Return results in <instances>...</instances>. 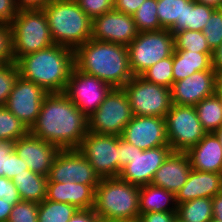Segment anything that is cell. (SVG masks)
Wrapping results in <instances>:
<instances>
[{
    "instance_id": "1",
    "label": "cell",
    "mask_w": 222,
    "mask_h": 222,
    "mask_svg": "<svg viewBox=\"0 0 222 222\" xmlns=\"http://www.w3.org/2000/svg\"><path fill=\"white\" fill-rule=\"evenodd\" d=\"M88 132V118L64 93H48L29 133L60 149H77Z\"/></svg>"
},
{
    "instance_id": "2",
    "label": "cell",
    "mask_w": 222,
    "mask_h": 222,
    "mask_svg": "<svg viewBox=\"0 0 222 222\" xmlns=\"http://www.w3.org/2000/svg\"><path fill=\"white\" fill-rule=\"evenodd\" d=\"M74 65L113 88H122L133 77L127 46L117 43L91 38L74 50Z\"/></svg>"
},
{
    "instance_id": "3",
    "label": "cell",
    "mask_w": 222,
    "mask_h": 222,
    "mask_svg": "<svg viewBox=\"0 0 222 222\" xmlns=\"http://www.w3.org/2000/svg\"><path fill=\"white\" fill-rule=\"evenodd\" d=\"M19 75L42 87L47 93H64L74 68V50L52 46L18 58Z\"/></svg>"
},
{
    "instance_id": "4",
    "label": "cell",
    "mask_w": 222,
    "mask_h": 222,
    "mask_svg": "<svg viewBox=\"0 0 222 222\" xmlns=\"http://www.w3.org/2000/svg\"><path fill=\"white\" fill-rule=\"evenodd\" d=\"M139 189L119 177L102 178L95 189L93 209L102 222H137Z\"/></svg>"
},
{
    "instance_id": "5",
    "label": "cell",
    "mask_w": 222,
    "mask_h": 222,
    "mask_svg": "<svg viewBox=\"0 0 222 222\" xmlns=\"http://www.w3.org/2000/svg\"><path fill=\"white\" fill-rule=\"evenodd\" d=\"M43 11L54 44L75 50L91 39L92 19L75 0L51 1Z\"/></svg>"
},
{
    "instance_id": "6",
    "label": "cell",
    "mask_w": 222,
    "mask_h": 222,
    "mask_svg": "<svg viewBox=\"0 0 222 222\" xmlns=\"http://www.w3.org/2000/svg\"><path fill=\"white\" fill-rule=\"evenodd\" d=\"M14 60L52 46L47 17L43 9L19 10L12 20Z\"/></svg>"
},
{
    "instance_id": "7",
    "label": "cell",
    "mask_w": 222,
    "mask_h": 222,
    "mask_svg": "<svg viewBox=\"0 0 222 222\" xmlns=\"http://www.w3.org/2000/svg\"><path fill=\"white\" fill-rule=\"evenodd\" d=\"M127 49L132 74L140 76L149 67L173 54L174 36L167 29L139 32Z\"/></svg>"
},
{
    "instance_id": "8",
    "label": "cell",
    "mask_w": 222,
    "mask_h": 222,
    "mask_svg": "<svg viewBox=\"0 0 222 222\" xmlns=\"http://www.w3.org/2000/svg\"><path fill=\"white\" fill-rule=\"evenodd\" d=\"M133 113L123 88H112L99 108L88 117V131L121 136Z\"/></svg>"
},
{
    "instance_id": "9",
    "label": "cell",
    "mask_w": 222,
    "mask_h": 222,
    "mask_svg": "<svg viewBox=\"0 0 222 222\" xmlns=\"http://www.w3.org/2000/svg\"><path fill=\"white\" fill-rule=\"evenodd\" d=\"M133 116L166 117L172 106L170 88L133 76L123 87Z\"/></svg>"
},
{
    "instance_id": "10",
    "label": "cell",
    "mask_w": 222,
    "mask_h": 222,
    "mask_svg": "<svg viewBox=\"0 0 222 222\" xmlns=\"http://www.w3.org/2000/svg\"><path fill=\"white\" fill-rule=\"evenodd\" d=\"M165 119L169 146L173 151L187 152L207 133L200 123L195 106L172 104Z\"/></svg>"
},
{
    "instance_id": "11",
    "label": "cell",
    "mask_w": 222,
    "mask_h": 222,
    "mask_svg": "<svg viewBox=\"0 0 222 222\" xmlns=\"http://www.w3.org/2000/svg\"><path fill=\"white\" fill-rule=\"evenodd\" d=\"M77 149L101 179L119 177V136L88 131Z\"/></svg>"
},
{
    "instance_id": "12",
    "label": "cell",
    "mask_w": 222,
    "mask_h": 222,
    "mask_svg": "<svg viewBox=\"0 0 222 222\" xmlns=\"http://www.w3.org/2000/svg\"><path fill=\"white\" fill-rule=\"evenodd\" d=\"M112 88L109 83L74 66L64 94L88 118L99 108Z\"/></svg>"
},
{
    "instance_id": "13",
    "label": "cell",
    "mask_w": 222,
    "mask_h": 222,
    "mask_svg": "<svg viewBox=\"0 0 222 222\" xmlns=\"http://www.w3.org/2000/svg\"><path fill=\"white\" fill-rule=\"evenodd\" d=\"M48 182L99 185L101 178L78 149H61L47 176Z\"/></svg>"
},
{
    "instance_id": "14",
    "label": "cell",
    "mask_w": 222,
    "mask_h": 222,
    "mask_svg": "<svg viewBox=\"0 0 222 222\" xmlns=\"http://www.w3.org/2000/svg\"><path fill=\"white\" fill-rule=\"evenodd\" d=\"M47 94L42 87L19 75L4 106L30 129Z\"/></svg>"
},
{
    "instance_id": "15",
    "label": "cell",
    "mask_w": 222,
    "mask_h": 222,
    "mask_svg": "<svg viewBox=\"0 0 222 222\" xmlns=\"http://www.w3.org/2000/svg\"><path fill=\"white\" fill-rule=\"evenodd\" d=\"M139 34L132 15L115 9L92 19L91 38L128 46Z\"/></svg>"
},
{
    "instance_id": "16",
    "label": "cell",
    "mask_w": 222,
    "mask_h": 222,
    "mask_svg": "<svg viewBox=\"0 0 222 222\" xmlns=\"http://www.w3.org/2000/svg\"><path fill=\"white\" fill-rule=\"evenodd\" d=\"M120 137L141 150L169 146L164 117L133 116Z\"/></svg>"
},
{
    "instance_id": "17",
    "label": "cell",
    "mask_w": 222,
    "mask_h": 222,
    "mask_svg": "<svg viewBox=\"0 0 222 222\" xmlns=\"http://www.w3.org/2000/svg\"><path fill=\"white\" fill-rule=\"evenodd\" d=\"M172 151L170 146H158L147 150L136 147L135 157L122 168L119 178L139 187L151 184L155 172Z\"/></svg>"
},
{
    "instance_id": "18",
    "label": "cell",
    "mask_w": 222,
    "mask_h": 222,
    "mask_svg": "<svg viewBox=\"0 0 222 222\" xmlns=\"http://www.w3.org/2000/svg\"><path fill=\"white\" fill-rule=\"evenodd\" d=\"M215 85V70L196 71L191 76L172 84V104L196 106L204 98L215 94Z\"/></svg>"
},
{
    "instance_id": "19",
    "label": "cell",
    "mask_w": 222,
    "mask_h": 222,
    "mask_svg": "<svg viewBox=\"0 0 222 222\" xmlns=\"http://www.w3.org/2000/svg\"><path fill=\"white\" fill-rule=\"evenodd\" d=\"M13 149L25 161L29 170L46 177L56 155L61 150L55 144L44 141L30 133L15 141Z\"/></svg>"
},
{
    "instance_id": "20",
    "label": "cell",
    "mask_w": 222,
    "mask_h": 222,
    "mask_svg": "<svg viewBox=\"0 0 222 222\" xmlns=\"http://www.w3.org/2000/svg\"><path fill=\"white\" fill-rule=\"evenodd\" d=\"M191 170L190 158L187 153L172 151L155 172L151 184L176 195L186 183Z\"/></svg>"
},
{
    "instance_id": "21",
    "label": "cell",
    "mask_w": 222,
    "mask_h": 222,
    "mask_svg": "<svg viewBox=\"0 0 222 222\" xmlns=\"http://www.w3.org/2000/svg\"><path fill=\"white\" fill-rule=\"evenodd\" d=\"M98 185H84L76 182H47V200L68 203L77 209H93L95 189Z\"/></svg>"
},
{
    "instance_id": "22",
    "label": "cell",
    "mask_w": 222,
    "mask_h": 222,
    "mask_svg": "<svg viewBox=\"0 0 222 222\" xmlns=\"http://www.w3.org/2000/svg\"><path fill=\"white\" fill-rule=\"evenodd\" d=\"M186 153L193 170L222 174V146L214 132L206 133Z\"/></svg>"
},
{
    "instance_id": "23",
    "label": "cell",
    "mask_w": 222,
    "mask_h": 222,
    "mask_svg": "<svg viewBox=\"0 0 222 222\" xmlns=\"http://www.w3.org/2000/svg\"><path fill=\"white\" fill-rule=\"evenodd\" d=\"M222 191V174L191 170L186 183L176 193V203H185L196 198H213Z\"/></svg>"
},
{
    "instance_id": "24",
    "label": "cell",
    "mask_w": 222,
    "mask_h": 222,
    "mask_svg": "<svg viewBox=\"0 0 222 222\" xmlns=\"http://www.w3.org/2000/svg\"><path fill=\"white\" fill-rule=\"evenodd\" d=\"M212 54L174 50L173 83L191 76L196 71L214 70L212 68Z\"/></svg>"
},
{
    "instance_id": "25",
    "label": "cell",
    "mask_w": 222,
    "mask_h": 222,
    "mask_svg": "<svg viewBox=\"0 0 222 222\" xmlns=\"http://www.w3.org/2000/svg\"><path fill=\"white\" fill-rule=\"evenodd\" d=\"M138 203L140 215L147 212H176L177 210L175 194L152 184L140 186Z\"/></svg>"
},
{
    "instance_id": "26",
    "label": "cell",
    "mask_w": 222,
    "mask_h": 222,
    "mask_svg": "<svg viewBox=\"0 0 222 222\" xmlns=\"http://www.w3.org/2000/svg\"><path fill=\"white\" fill-rule=\"evenodd\" d=\"M12 182L16 185L21 201L41 203L46 198V176L24 170V173L15 175Z\"/></svg>"
},
{
    "instance_id": "27",
    "label": "cell",
    "mask_w": 222,
    "mask_h": 222,
    "mask_svg": "<svg viewBox=\"0 0 222 222\" xmlns=\"http://www.w3.org/2000/svg\"><path fill=\"white\" fill-rule=\"evenodd\" d=\"M189 0H157V15L162 29L172 34L184 30L185 5Z\"/></svg>"
},
{
    "instance_id": "28",
    "label": "cell",
    "mask_w": 222,
    "mask_h": 222,
    "mask_svg": "<svg viewBox=\"0 0 222 222\" xmlns=\"http://www.w3.org/2000/svg\"><path fill=\"white\" fill-rule=\"evenodd\" d=\"M195 109L207 133L215 132L222 126V100L216 93L201 100Z\"/></svg>"
},
{
    "instance_id": "29",
    "label": "cell",
    "mask_w": 222,
    "mask_h": 222,
    "mask_svg": "<svg viewBox=\"0 0 222 222\" xmlns=\"http://www.w3.org/2000/svg\"><path fill=\"white\" fill-rule=\"evenodd\" d=\"M176 217L183 222H209L213 219L212 198L202 197L177 205Z\"/></svg>"
},
{
    "instance_id": "30",
    "label": "cell",
    "mask_w": 222,
    "mask_h": 222,
    "mask_svg": "<svg viewBox=\"0 0 222 222\" xmlns=\"http://www.w3.org/2000/svg\"><path fill=\"white\" fill-rule=\"evenodd\" d=\"M77 210L74 205L44 199L39 203L38 222H68Z\"/></svg>"
},
{
    "instance_id": "31",
    "label": "cell",
    "mask_w": 222,
    "mask_h": 222,
    "mask_svg": "<svg viewBox=\"0 0 222 222\" xmlns=\"http://www.w3.org/2000/svg\"><path fill=\"white\" fill-rule=\"evenodd\" d=\"M29 129L5 106H0V141L14 143L26 136Z\"/></svg>"
},
{
    "instance_id": "32",
    "label": "cell",
    "mask_w": 222,
    "mask_h": 222,
    "mask_svg": "<svg viewBox=\"0 0 222 222\" xmlns=\"http://www.w3.org/2000/svg\"><path fill=\"white\" fill-rule=\"evenodd\" d=\"M174 50L213 53L202 31L181 30L173 34Z\"/></svg>"
},
{
    "instance_id": "33",
    "label": "cell",
    "mask_w": 222,
    "mask_h": 222,
    "mask_svg": "<svg viewBox=\"0 0 222 222\" xmlns=\"http://www.w3.org/2000/svg\"><path fill=\"white\" fill-rule=\"evenodd\" d=\"M215 8L189 0L185 5L184 30L202 31Z\"/></svg>"
},
{
    "instance_id": "34",
    "label": "cell",
    "mask_w": 222,
    "mask_h": 222,
    "mask_svg": "<svg viewBox=\"0 0 222 222\" xmlns=\"http://www.w3.org/2000/svg\"><path fill=\"white\" fill-rule=\"evenodd\" d=\"M157 0H146L132 14V18L139 32L158 31L162 29L157 15Z\"/></svg>"
},
{
    "instance_id": "35",
    "label": "cell",
    "mask_w": 222,
    "mask_h": 222,
    "mask_svg": "<svg viewBox=\"0 0 222 222\" xmlns=\"http://www.w3.org/2000/svg\"><path fill=\"white\" fill-rule=\"evenodd\" d=\"M140 76L148 82L171 88L173 84V54L158 61Z\"/></svg>"
},
{
    "instance_id": "36",
    "label": "cell",
    "mask_w": 222,
    "mask_h": 222,
    "mask_svg": "<svg viewBox=\"0 0 222 222\" xmlns=\"http://www.w3.org/2000/svg\"><path fill=\"white\" fill-rule=\"evenodd\" d=\"M18 77L19 69L16 62L0 65V106H4L7 103Z\"/></svg>"
},
{
    "instance_id": "37",
    "label": "cell",
    "mask_w": 222,
    "mask_h": 222,
    "mask_svg": "<svg viewBox=\"0 0 222 222\" xmlns=\"http://www.w3.org/2000/svg\"><path fill=\"white\" fill-rule=\"evenodd\" d=\"M208 46L214 51L222 43V9H215L202 30Z\"/></svg>"
},
{
    "instance_id": "38",
    "label": "cell",
    "mask_w": 222,
    "mask_h": 222,
    "mask_svg": "<svg viewBox=\"0 0 222 222\" xmlns=\"http://www.w3.org/2000/svg\"><path fill=\"white\" fill-rule=\"evenodd\" d=\"M39 203L19 201L14 204L7 222H38Z\"/></svg>"
},
{
    "instance_id": "39",
    "label": "cell",
    "mask_w": 222,
    "mask_h": 222,
    "mask_svg": "<svg viewBox=\"0 0 222 222\" xmlns=\"http://www.w3.org/2000/svg\"><path fill=\"white\" fill-rule=\"evenodd\" d=\"M79 7L89 16L94 19L97 16L103 15L106 12L114 9V0H75Z\"/></svg>"
},
{
    "instance_id": "40",
    "label": "cell",
    "mask_w": 222,
    "mask_h": 222,
    "mask_svg": "<svg viewBox=\"0 0 222 222\" xmlns=\"http://www.w3.org/2000/svg\"><path fill=\"white\" fill-rule=\"evenodd\" d=\"M15 62L12 52V29L9 24L0 23V63Z\"/></svg>"
},
{
    "instance_id": "41",
    "label": "cell",
    "mask_w": 222,
    "mask_h": 222,
    "mask_svg": "<svg viewBox=\"0 0 222 222\" xmlns=\"http://www.w3.org/2000/svg\"><path fill=\"white\" fill-rule=\"evenodd\" d=\"M0 198L12 205L21 201L16 185L5 176H0Z\"/></svg>"
},
{
    "instance_id": "42",
    "label": "cell",
    "mask_w": 222,
    "mask_h": 222,
    "mask_svg": "<svg viewBox=\"0 0 222 222\" xmlns=\"http://www.w3.org/2000/svg\"><path fill=\"white\" fill-rule=\"evenodd\" d=\"M28 166L23 159H21L15 150L13 149L9 153L6 165V178L12 179L15 175L24 173V170H28Z\"/></svg>"
},
{
    "instance_id": "43",
    "label": "cell",
    "mask_w": 222,
    "mask_h": 222,
    "mask_svg": "<svg viewBox=\"0 0 222 222\" xmlns=\"http://www.w3.org/2000/svg\"><path fill=\"white\" fill-rule=\"evenodd\" d=\"M136 155V147L119 136V175L122 168Z\"/></svg>"
},
{
    "instance_id": "44",
    "label": "cell",
    "mask_w": 222,
    "mask_h": 222,
    "mask_svg": "<svg viewBox=\"0 0 222 222\" xmlns=\"http://www.w3.org/2000/svg\"><path fill=\"white\" fill-rule=\"evenodd\" d=\"M18 11L15 0H0V23L10 25Z\"/></svg>"
},
{
    "instance_id": "45",
    "label": "cell",
    "mask_w": 222,
    "mask_h": 222,
    "mask_svg": "<svg viewBox=\"0 0 222 222\" xmlns=\"http://www.w3.org/2000/svg\"><path fill=\"white\" fill-rule=\"evenodd\" d=\"M176 212H147L138 217L137 222H173Z\"/></svg>"
},
{
    "instance_id": "46",
    "label": "cell",
    "mask_w": 222,
    "mask_h": 222,
    "mask_svg": "<svg viewBox=\"0 0 222 222\" xmlns=\"http://www.w3.org/2000/svg\"><path fill=\"white\" fill-rule=\"evenodd\" d=\"M146 0H114V9L125 14H134Z\"/></svg>"
},
{
    "instance_id": "47",
    "label": "cell",
    "mask_w": 222,
    "mask_h": 222,
    "mask_svg": "<svg viewBox=\"0 0 222 222\" xmlns=\"http://www.w3.org/2000/svg\"><path fill=\"white\" fill-rule=\"evenodd\" d=\"M68 222H102L94 209H78Z\"/></svg>"
},
{
    "instance_id": "48",
    "label": "cell",
    "mask_w": 222,
    "mask_h": 222,
    "mask_svg": "<svg viewBox=\"0 0 222 222\" xmlns=\"http://www.w3.org/2000/svg\"><path fill=\"white\" fill-rule=\"evenodd\" d=\"M13 150L12 142L0 141V176L6 177V165L9 153Z\"/></svg>"
},
{
    "instance_id": "49",
    "label": "cell",
    "mask_w": 222,
    "mask_h": 222,
    "mask_svg": "<svg viewBox=\"0 0 222 222\" xmlns=\"http://www.w3.org/2000/svg\"><path fill=\"white\" fill-rule=\"evenodd\" d=\"M50 2V0H15L18 10L43 9Z\"/></svg>"
},
{
    "instance_id": "50",
    "label": "cell",
    "mask_w": 222,
    "mask_h": 222,
    "mask_svg": "<svg viewBox=\"0 0 222 222\" xmlns=\"http://www.w3.org/2000/svg\"><path fill=\"white\" fill-rule=\"evenodd\" d=\"M213 219L222 222V191L212 198Z\"/></svg>"
},
{
    "instance_id": "51",
    "label": "cell",
    "mask_w": 222,
    "mask_h": 222,
    "mask_svg": "<svg viewBox=\"0 0 222 222\" xmlns=\"http://www.w3.org/2000/svg\"><path fill=\"white\" fill-rule=\"evenodd\" d=\"M212 68L216 73L222 72V43L213 51Z\"/></svg>"
},
{
    "instance_id": "52",
    "label": "cell",
    "mask_w": 222,
    "mask_h": 222,
    "mask_svg": "<svg viewBox=\"0 0 222 222\" xmlns=\"http://www.w3.org/2000/svg\"><path fill=\"white\" fill-rule=\"evenodd\" d=\"M13 205L0 198V222H7Z\"/></svg>"
},
{
    "instance_id": "53",
    "label": "cell",
    "mask_w": 222,
    "mask_h": 222,
    "mask_svg": "<svg viewBox=\"0 0 222 222\" xmlns=\"http://www.w3.org/2000/svg\"><path fill=\"white\" fill-rule=\"evenodd\" d=\"M195 1L200 4L211 6L215 9H222V0H195Z\"/></svg>"
},
{
    "instance_id": "54",
    "label": "cell",
    "mask_w": 222,
    "mask_h": 222,
    "mask_svg": "<svg viewBox=\"0 0 222 222\" xmlns=\"http://www.w3.org/2000/svg\"><path fill=\"white\" fill-rule=\"evenodd\" d=\"M215 93L222 100V72L216 73V85H215Z\"/></svg>"
},
{
    "instance_id": "55",
    "label": "cell",
    "mask_w": 222,
    "mask_h": 222,
    "mask_svg": "<svg viewBox=\"0 0 222 222\" xmlns=\"http://www.w3.org/2000/svg\"><path fill=\"white\" fill-rule=\"evenodd\" d=\"M214 133L217 136V138L219 139L220 144L222 146V126L218 130H216Z\"/></svg>"
},
{
    "instance_id": "56",
    "label": "cell",
    "mask_w": 222,
    "mask_h": 222,
    "mask_svg": "<svg viewBox=\"0 0 222 222\" xmlns=\"http://www.w3.org/2000/svg\"><path fill=\"white\" fill-rule=\"evenodd\" d=\"M173 222H183V221H181L178 217H175V219L173 220Z\"/></svg>"
}]
</instances>
